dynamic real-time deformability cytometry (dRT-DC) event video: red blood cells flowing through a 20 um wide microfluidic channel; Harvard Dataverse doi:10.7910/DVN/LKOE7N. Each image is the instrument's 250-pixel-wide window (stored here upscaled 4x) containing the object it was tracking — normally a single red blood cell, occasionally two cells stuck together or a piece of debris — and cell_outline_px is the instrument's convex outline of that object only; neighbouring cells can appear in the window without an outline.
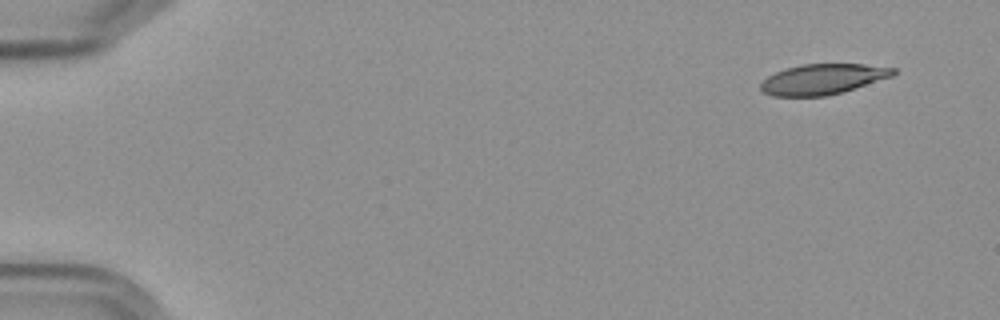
{"species": "Egyptian fruit bat (a non-hibernating species)", "species_latin": "Rousettus aegyptiacus", "temperature_condition": "cold", "stored_images_in_passage": 6, "camera_frame_rate_fps": 3000, "um_per_image_px": 0.085, "frame": {"image": 1, "passage_image": 1, "time_ms": 0.0, "image_size_px": [1000, 320], "cell_outline_px": [[896, 72], [892, 76], [844, 92], [828, 96], [772, 96], [764, 92], [760, 88], [760, 84], [768, 76], [784, 68], [800, 64], [864, 64], [896, 68]], "centroid_in_image_um": [69.94, 6.73], "position_along_channel_um": 15.1, "area_um2": 23.58}}
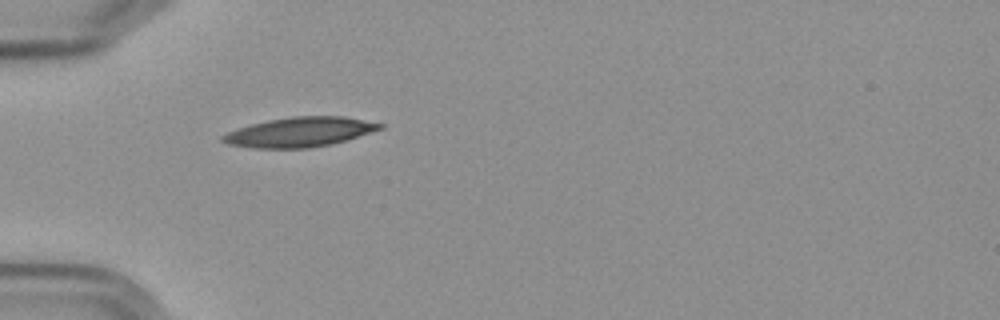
{"frame": {"image": 2, "passage_image": 5, "time_ms": 4.667, "image_size_px": [1000, 320], "cell_outline_px": [[384, 128], [344, 140], [328, 144], [308, 148], [256, 148], [228, 144], [220, 140], [220, 136], [236, 128], [268, 120], [292, 116], [344, 116], [384, 124]], "centroid_in_image_um": [25.44, 11.21], "position_along_channel_um": 59.6, "area_um2": 26.93}}